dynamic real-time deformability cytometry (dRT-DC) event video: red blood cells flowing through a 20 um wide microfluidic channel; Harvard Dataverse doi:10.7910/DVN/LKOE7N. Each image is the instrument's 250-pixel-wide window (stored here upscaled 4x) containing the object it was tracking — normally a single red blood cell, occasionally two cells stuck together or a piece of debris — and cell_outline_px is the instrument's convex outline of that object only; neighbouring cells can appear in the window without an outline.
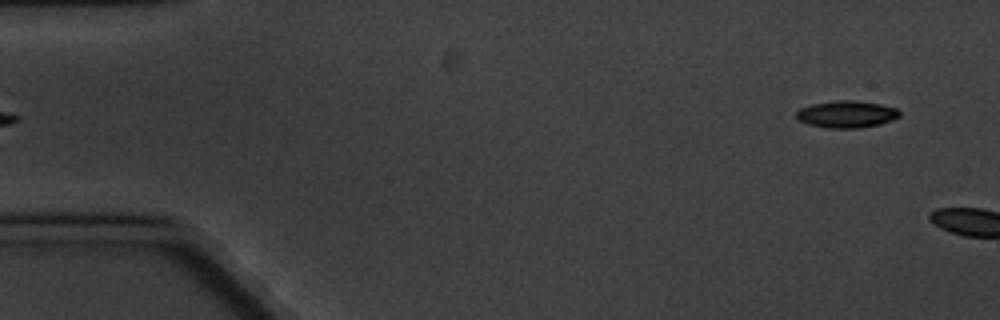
{"species": "common noctule bat (a hibernating species)", "species_latin": "Nyctalus noctula", "temperature_condition": "cold", "stored_images_in_passage": 6, "camera_frame_rate_fps": 3000, "um_per_image_px": 0.085, "animal": {"sex": "male", "body_mass_g": 20.1, "forearm_length_mm": 53.5}, "frame": {"image": 1, "passage_image": 6, "time_ms": 5.667, "image_size_px": [1000, 320], "cell_outline_px": [[900, 116], [892, 120], [880, 124], [860, 128], [828, 128], [808, 124], [796, 120], [796, 112], [800, 108], [812, 104], [836, 100], [856, 100], [880, 104], [896, 108], [900, 112]], "centroid_in_image_um": [71.94, 9.71], "position_along_channel_um": 13.1, "area_um2": 16.36}}